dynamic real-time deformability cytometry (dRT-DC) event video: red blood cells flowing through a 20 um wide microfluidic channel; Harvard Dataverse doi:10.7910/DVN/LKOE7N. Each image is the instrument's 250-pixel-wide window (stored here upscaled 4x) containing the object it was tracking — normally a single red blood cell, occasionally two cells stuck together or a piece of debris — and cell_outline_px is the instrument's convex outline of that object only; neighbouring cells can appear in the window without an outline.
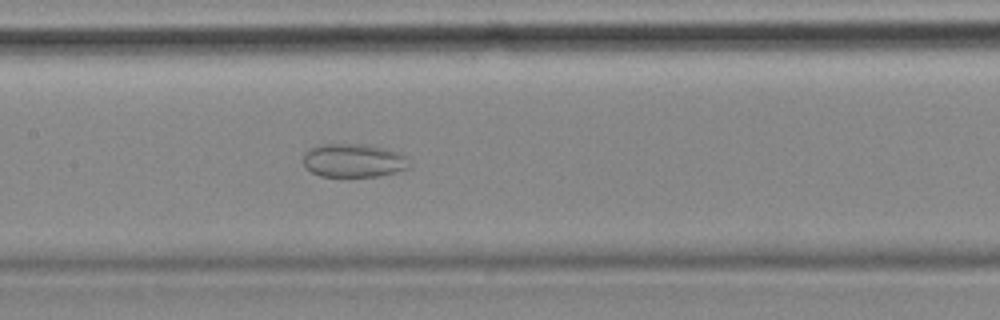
{"species": "common noctule bat (a hibernating species)", "species_latin": "Nyctalus noctula", "temperature_condition": "cold", "stored_images_in_passage": 43, "camera_frame_rate_fps": 3000, "um_per_image_px": 0.085, "animal": {"sex": "female", "body_mass_g": 18.4}, "frame": {"image": 1, "passage_image": 13, "time_ms": 4.0, "image_size_px": [1000, 320], "cell_outline_px": [[412, 164], [408, 168], [396, 172], [380, 176], [320, 176], [304, 168], [304, 152], [312, 148], [324, 144], [368, 144], [388, 148], [400, 152]], "centroid_in_image_um": [30.09, 13.64], "position_along_channel_um": 177.3, "area_um2": 20.92}}